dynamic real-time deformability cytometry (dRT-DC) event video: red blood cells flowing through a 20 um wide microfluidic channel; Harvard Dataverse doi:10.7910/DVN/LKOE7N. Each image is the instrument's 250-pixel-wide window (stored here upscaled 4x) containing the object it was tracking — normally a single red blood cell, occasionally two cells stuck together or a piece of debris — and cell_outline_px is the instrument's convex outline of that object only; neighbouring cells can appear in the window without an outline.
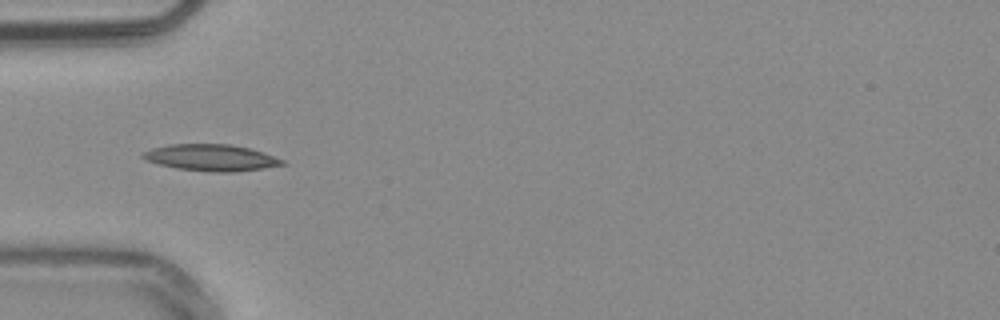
{"species": "common noctule bat (a hibernating species)", "species_latin": "Nyctalus noctula", "temperature_condition": "warm", "stored_images_in_passage": 37, "camera_frame_rate_fps": 3000, "um_per_image_px": 0.085, "animal": {"sex": "male", "body_mass_g": 20.4}, "frame": {"image": 1, "passage_image": 1, "time_ms": 0.0, "image_size_px": [1000, 320], "cell_outline_px": [[288, 164], [264, 168], [232, 172], [212, 172], [176, 168], [144, 160], [140, 156], [140, 152], [152, 148], [168, 144], [232, 144], [252, 148], [284, 160]], "centroid_in_image_um": [17.93, 13.39], "position_along_channel_um": 67.1, "area_um2": 21.79}}
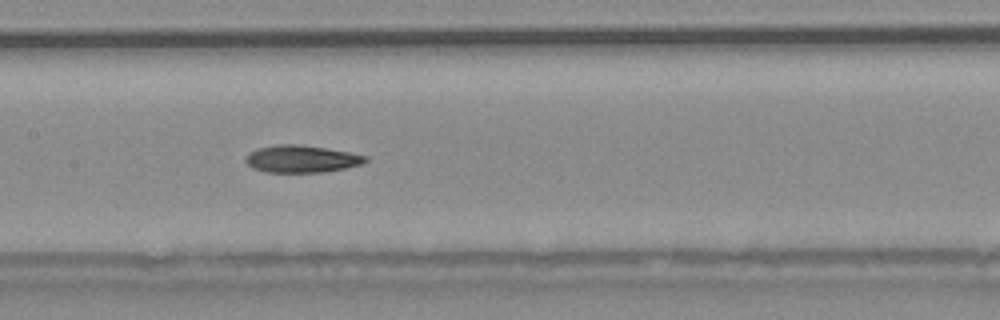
{"frame": {"image": 2, "passage_image": 10, "time_ms": 3.0, "image_size_px": [1000, 320], "cell_outline_px": [[368, 160], [360, 164], [344, 168], [324, 172], [264, 172], [252, 168], [244, 160], [244, 156], [248, 152], [256, 148], [280, 144], [296, 144], [328, 148], [368, 156]], "centroid_in_image_um": [25.57, 13.5], "position_along_channel_um": 181.8, "area_um2": 19.13}}
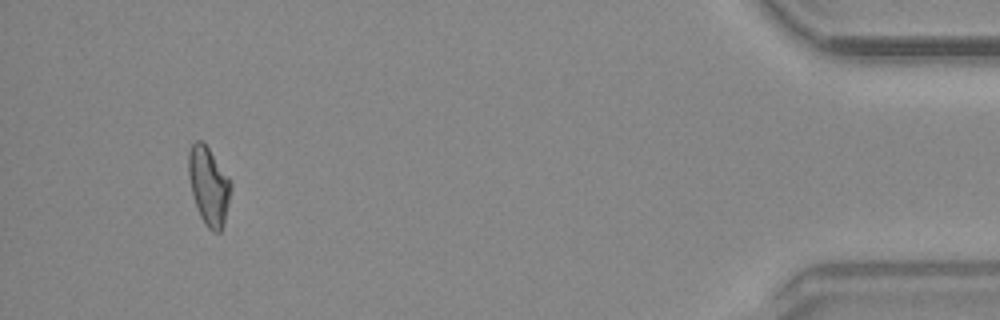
{"frame": {"image": 3, "passage_image": 34, "time_ms": 11.0, "image_size_px": [1000, 320], "cell_outline_px": [[232, 188], [224, 224], [220, 232], [212, 232], [204, 224], [196, 208], [188, 176], [188, 152], [192, 144], [196, 140], [200, 140], [208, 148], [228, 176], [232, 184]], "centroid_in_image_um": [17.74, 15.83], "position_along_channel_um": 417.5, "area_um2": 19.31}, "authors_computed_cell_mechanics": {"area_um2": 19.074, "velocity_mm_per_s": 3.8205, "shape_relaxation_time_tau1_ms": null, "shape_relaxation_time_tau2_ms": 6.8415, "deformation_change_tau1": null, "deformation_change_tau2": 0.154}}